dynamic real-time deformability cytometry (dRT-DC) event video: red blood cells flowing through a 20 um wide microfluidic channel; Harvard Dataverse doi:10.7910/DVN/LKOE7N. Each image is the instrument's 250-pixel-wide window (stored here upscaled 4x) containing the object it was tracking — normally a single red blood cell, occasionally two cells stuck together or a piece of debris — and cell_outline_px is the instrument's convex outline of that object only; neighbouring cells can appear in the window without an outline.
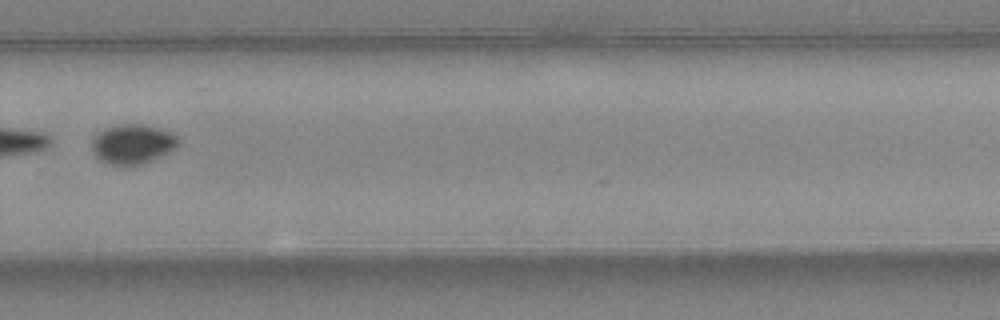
{"species": "common noctule bat (a hibernating species)", "species_latin": "Nyctalus noctula", "temperature_condition": "warm", "stored_images_in_passage": 30, "camera_frame_rate_fps": 3000, "um_per_image_px": 0.085, "animal": {"sex": "female", "body_mass_g": 24.6, "forearm_length_mm": 56.2}, "frame": {"image": 1, "passage_image": 18, "time_ms": 5.667, "image_size_px": [1000, 320], "cell_outline_px": [[180, 144], [176, 148], [144, 164], [108, 164], [100, 160], [92, 152], [92, 140], [104, 128], [116, 124], [144, 124], [160, 128], [180, 136]], "centroid_in_image_um": [11.3, 12.22], "position_along_channel_um": 318.5, "area_um2": 20.06}}